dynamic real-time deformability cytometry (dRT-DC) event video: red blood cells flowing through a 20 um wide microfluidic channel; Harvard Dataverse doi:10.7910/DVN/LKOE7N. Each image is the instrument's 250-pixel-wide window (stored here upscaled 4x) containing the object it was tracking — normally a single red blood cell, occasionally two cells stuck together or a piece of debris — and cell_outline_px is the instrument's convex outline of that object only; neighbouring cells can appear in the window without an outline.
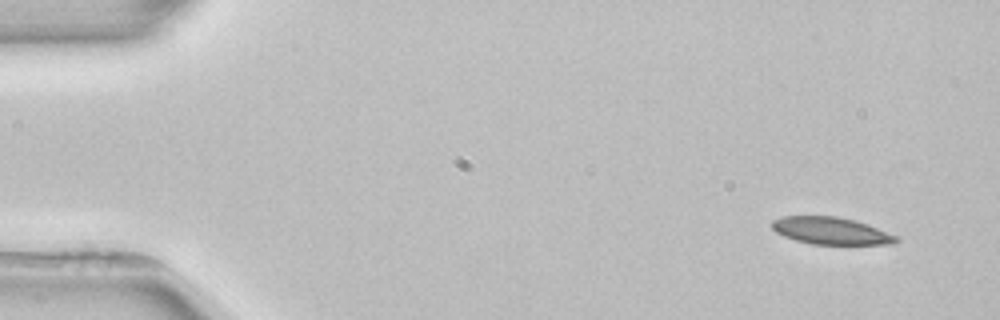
{"species": "common noctule bat (a hibernating species)", "species_latin": "Nyctalus noctula", "temperature_condition": "room temperature", "stored_images_in_passage": 3, "camera_frame_rate_fps": 3000, "um_per_image_px": 0.085, "animal": {"sex": "female", "body_mass_g": 22.7, "forearm_length_mm": 54.2}, "frame": {"image": 1, "passage_image": 1, "time_ms": 0.0, "image_size_px": [1000, 320], "cell_outline_px": [[900, 240], [892, 244], [812, 244], [796, 240], [784, 236], [776, 232], [768, 224], [772, 220], [784, 216], [836, 216], [856, 220], [868, 224], [900, 236]], "centroid_in_image_um": [70.66, 19.61], "position_along_channel_um": 14.3, "area_um2": 19.94}}